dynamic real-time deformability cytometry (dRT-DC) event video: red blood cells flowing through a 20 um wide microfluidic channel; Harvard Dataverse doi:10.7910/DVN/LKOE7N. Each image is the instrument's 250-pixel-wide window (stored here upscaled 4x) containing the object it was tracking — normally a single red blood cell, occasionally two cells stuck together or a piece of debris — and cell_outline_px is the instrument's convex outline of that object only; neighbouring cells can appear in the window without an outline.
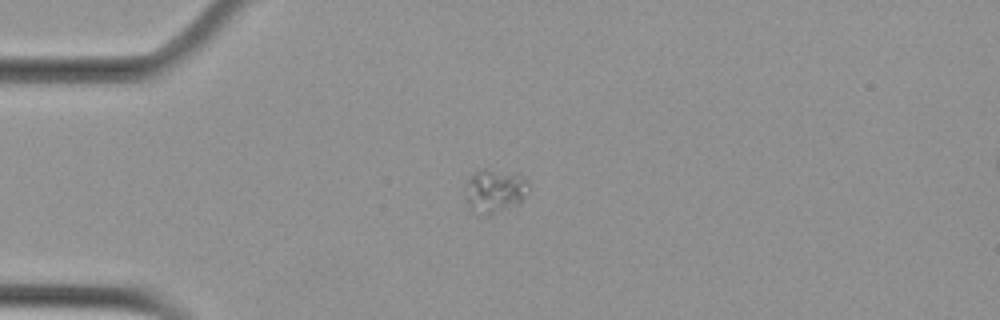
{"species": "Egyptian fruit bat (a non-hibernating species)", "species_latin": "Rousettus aegyptiacus", "temperature_condition": "cold", "stored_images_in_passage": 4, "camera_frame_rate_fps": 3000, "um_per_image_px": 0.085, "animal": {"sex": "female"}, "frame": {"image": 1, "passage_image": 3, "time_ms": 0.667, "image_size_px": [1000, 320], "cell_outline_px": [[528, 192], [520, 204], [484, 216], [468, 204], [464, 200], [464, 184], [468, 176], [480, 168], [484, 168], [524, 176], [528, 180]], "centroid_in_image_um": [42.02, 16.2], "position_along_channel_um": 43.0, "area_um2": 16.36}}